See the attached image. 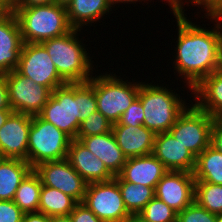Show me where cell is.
Instances as JSON below:
<instances>
[{
    "mask_svg": "<svg viewBox=\"0 0 222 222\" xmlns=\"http://www.w3.org/2000/svg\"><path fill=\"white\" fill-rule=\"evenodd\" d=\"M173 14L178 28L173 68L192 90L203 78L222 69V13H205V18L215 21L214 29L193 24L184 12Z\"/></svg>",
    "mask_w": 222,
    "mask_h": 222,
    "instance_id": "1",
    "label": "cell"
},
{
    "mask_svg": "<svg viewBox=\"0 0 222 222\" xmlns=\"http://www.w3.org/2000/svg\"><path fill=\"white\" fill-rule=\"evenodd\" d=\"M80 31L72 29L63 36L42 42L59 75L67 83H85L95 74L94 62L88 56L90 53L86 51L81 39H78L77 32Z\"/></svg>",
    "mask_w": 222,
    "mask_h": 222,
    "instance_id": "2",
    "label": "cell"
},
{
    "mask_svg": "<svg viewBox=\"0 0 222 222\" xmlns=\"http://www.w3.org/2000/svg\"><path fill=\"white\" fill-rule=\"evenodd\" d=\"M24 43H42L65 35L71 27L67 10L54 3L32 7H11Z\"/></svg>",
    "mask_w": 222,
    "mask_h": 222,
    "instance_id": "3",
    "label": "cell"
},
{
    "mask_svg": "<svg viewBox=\"0 0 222 222\" xmlns=\"http://www.w3.org/2000/svg\"><path fill=\"white\" fill-rule=\"evenodd\" d=\"M171 89L141 82L138 98L143 105V125L155 134L169 131L188 106L186 100Z\"/></svg>",
    "mask_w": 222,
    "mask_h": 222,
    "instance_id": "4",
    "label": "cell"
},
{
    "mask_svg": "<svg viewBox=\"0 0 222 222\" xmlns=\"http://www.w3.org/2000/svg\"><path fill=\"white\" fill-rule=\"evenodd\" d=\"M120 78L113 72H106L105 75L92 76L87 81L95 90L97 110L112 124L118 122L121 115L138 97L141 85V82L123 81V78Z\"/></svg>",
    "mask_w": 222,
    "mask_h": 222,
    "instance_id": "5",
    "label": "cell"
},
{
    "mask_svg": "<svg viewBox=\"0 0 222 222\" xmlns=\"http://www.w3.org/2000/svg\"><path fill=\"white\" fill-rule=\"evenodd\" d=\"M72 138L39 115L31 116L27 162L32 168L47 161L67 158Z\"/></svg>",
    "mask_w": 222,
    "mask_h": 222,
    "instance_id": "6",
    "label": "cell"
},
{
    "mask_svg": "<svg viewBox=\"0 0 222 222\" xmlns=\"http://www.w3.org/2000/svg\"><path fill=\"white\" fill-rule=\"evenodd\" d=\"M38 115L72 139H77L80 127L79 83H67L55 88Z\"/></svg>",
    "mask_w": 222,
    "mask_h": 222,
    "instance_id": "7",
    "label": "cell"
},
{
    "mask_svg": "<svg viewBox=\"0 0 222 222\" xmlns=\"http://www.w3.org/2000/svg\"><path fill=\"white\" fill-rule=\"evenodd\" d=\"M213 122L212 116L191 102L169 132L197 157L210 145Z\"/></svg>",
    "mask_w": 222,
    "mask_h": 222,
    "instance_id": "8",
    "label": "cell"
},
{
    "mask_svg": "<svg viewBox=\"0 0 222 222\" xmlns=\"http://www.w3.org/2000/svg\"><path fill=\"white\" fill-rule=\"evenodd\" d=\"M81 203L103 222H127L131 217L115 179L89 183Z\"/></svg>",
    "mask_w": 222,
    "mask_h": 222,
    "instance_id": "9",
    "label": "cell"
},
{
    "mask_svg": "<svg viewBox=\"0 0 222 222\" xmlns=\"http://www.w3.org/2000/svg\"><path fill=\"white\" fill-rule=\"evenodd\" d=\"M15 70L34 83L48 87L51 91L67 84L59 75L42 43H24Z\"/></svg>",
    "mask_w": 222,
    "mask_h": 222,
    "instance_id": "10",
    "label": "cell"
},
{
    "mask_svg": "<svg viewBox=\"0 0 222 222\" xmlns=\"http://www.w3.org/2000/svg\"><path fill=\"white\" fill-rule=\"evenodd\" d=\"M2 75L7 81L9 104L14 112L38 115L52 95L48 87L34 83L16 70Z\"/></svg>",
    "mask_w": 222,
    "mask_h": 222,
    "instance_id": "11",
    "label": "cell"
},
{
    "mask_svg": "<svg viewBox=\"0 0 222 222\" xmlns=\"http://www.w3.org/2000/svg\"><path fill=\"white\" fill-rule=\"evenodd\" d=\"M33 170L38 174L42 185L56 188L74 198L78 203L83 201L88 183L67 159L43 162Z\"/></svg>",
    "mask_w": 222,
    "mask_h": 222,
    "instance_id": "12",
    "label": "cell"
},
{
    "mask_svg": "<svg viewBox=\"0 0 222 222\" xmlns=\"http://www.w3.org/2000/svg\"><path fill=\"white\" fill-rule=\"evenodd\" d=\"M195 181L193 173L168 170L154 189L155 197L179 213L194 202Z\"/></svg>",
    "mask_w": 222,
    "mask_h": 222,
    "instance_id": "13",
    "label": "cell"
},
{
    "mask_svg": "<svg viewBox=\"0 0 222 222\" xmlns=\"http://www.w3.org/2000/svg\"><path fill=\"white\" fill-rule=\"evenodd\" d=\"M31 115L13 112L0 128V153L27 161Z\"/></svg>",
    "mask_w": 222,
    "mask_h": 222,
    "instance_id": "14",
    "label": "cell"
},
{
    "mask_svg": "<svg viewBox=\"0 0 222 222\" xmlns=\"http://www.w3.org/2000/svg\"><path fill=\"white\" fill-rule=\"evenodd\" d=\"M24 42L11 8L0 15V75L16 69Z\"/></svg>",
    "mask_w": 222,
    "mask_h": 222,
    "instance_id": "15",
    "label": "cell"
},
{
    "mask_svg": "<svg viewBox=\"0 0 222 222\" xmlns=\"http://www.w3.org/2000/svg\"><path fill=\"white\" fill-rule=\"evenodd\" d=\"M152 154L168 170L190 173L194 171L196 156L175 139L169 131L156 134Z\"/></svg>",
    "mask_w": 222,
    "mask_h": 222,
    "instance_id": "16",
    "label": "cell"
},
{
    "mask_svg": "<svg viewBox=\"0 0 222 222\" xmlns=\"http://www.w3.org/2000/svg\"><path fill=\"white\" fill-rule=\"evenodd\" d=\"M66 159L88 184L110 181L115 177L80 140H71Z\"/></svg>",
    "mask_w": 222,
    "mask_h": 222,
    "instance_id": "17",
    "label": "cell"
},
{
    "mask_svg": "<svg viewBox=\"0 0 222 222\" xmlns=\"http://www.w3.org/2000/svg\"><path fill=\"white\" fill-rule=\"evenodd\" d=\"M112 132L127 158L152 154L156 134L144 125L113 124Z\"/></svg>",
    "mask_w": 222,
    "mask_h": 222,
    "instance_id": "18",
    "label": "cell"
},
{
    "mask_svg": "<svg viewBox=\"0 0 222 222\" xmlns=\"http://www.w3.org/2000/svg\"><path fill=\"white\" fill-rule=\"evenodd\" d=\"M168 169L153 154L127 158L118 176L127 182L155 188Z\"/></svg>",
    "mask_w": 222,
    "mask_h": 222,
    "instance_id": "19",
    "label": "cell"
},
{
    "mask_svg": "<svg viewBox=\"0 0 222 222\" xmlns=\"http://www.w3.org/2000/svg\"><path fill=\"white\" fill-rule=\"evenodd\" d=\"M96 157L104 162L107 169L114 175H118L127 157L117 144L113 132L89 137H77Z\"/></svg>",
    "mask_w": 222,
    "mask_h": 222,
    "instance_id": "20",
    "label": "cell"
},
{
    "mask_svg": "<svg viewBox=\"0 0 222 222\" xmlns=\"http://www.w3.org/2000/svg\"><path fill=\"white\" fill-rule=\"evenodd\" d=\"M191 91L199 109L213 118L222 116V69L203 78Z\"/></svg>",
    "mask_w": 222,
    "mask_h": 222,
    "instance_id": "21",
    "label": "cell"
},
{
    "mask_svg": "<svg viewBox=\"0 0 222 222\" xmlns=\"http://www.w3.org/2000/svg\"><path fill=\"white\" fill-rule=\"evenodd\" d=\"M112 8L110 0H71L66 10L71 27L82 30L85 25L99 22Z\"/></svg>",
    "mask_w": 222,
    "mask_h": 222,
    "instance_id": "22",
    "label": "cell"
},
{
    "mask_svg": "<svg viewBox=\"0 0 222 222\" xmlns=\"http://www.w3.org/2000/svg\"><path fill=\"white\" fill-rule=\"evenodd\" d=\"M32 169L26 160L4 158L0 163V200H13L22 180Z\"/></svg>",
    "mask_w": 222,
    "mask_h": 222,
    "instance_id": "23",
    "label": "cell"
},
{
    "mask_svg": "<svg viewBox=\"0 0 222 222\" xmlns=\"http://www.w3.org/2000/svg\"><path fill=\"white\" fill-rule=\"evenodd\" d=\"M193 176L196 181L222 185V152L209 145L196 157Z\"/></svg>",
    "mask_w": 222,
    "mask_h": 222,
    "instance_id": "24",
    "label": "cell"
},
{
    "mask_svg": "<svg viewBox=\"0 0 222 222\" xmlns=\"http://www.w3.org/2000/svg\"><path fill=\"white\" fill-rule=\"evenodd\" d=\"M78 202L62 191L42 185L39 212L47 216L70 215Z\"/></svg>",
    "mask_w": 222,
    "mask_h": 222,
    "instance_id": "25",
    "label": "cell"
},
{
    "mask_svg": "<svg viewBox=\"0 0 222 222\" xmlns=\"http://www.w3.org/2000/svg\"><path fill=\"white\" fill-rule=\"evenodd\" d=\"M41 189V180L32 169L16 190L13 201L24 213L39 212Z\"/></svg>",
    "mask_w": 222,
    "mask_h": 222,
    "instance_id": "26",
    "label": "cell"
},
{
    "mask_svg": "<svg viewBox=\"0 0 222 222\" xmlns=\"http://www.w3.org/2000/svg\"><path fill=\"white\" fill-rule=\"evenodd\" d=\"M114 179L118 182L124 205L131 215L139 214L146 204L155 197V188L153 187L123 181L118 175Z\"/></svg>",
    "mask_w": 222,
    "mask_h": 222,
    "instance_id": "27",
    "label": "cell"
},
{
    "mask_svg": "<svg viewBox=\"0 0 222 222\" xmlns=\"http://www.w3.org/2000/svg\"><path fill=\"white\" fill-rule=\"evenodd\" d=\"M194 201L211 213H222V185L195 181Z\"/></svg>",
    "mask_w": 222,
    "mask_h": 222,
    "instance_id": "28",
    "label": "cell"
},
{
    "mask_svg": "<svg viewBox=\"0 0 222 222\" xmlns=\"http://www.w3.org/2000/svg\"><path fill=\"white\" fill-rule=\"evenodd\" d=\"M139 215L149 222H177V212L157 197L151 199Z\"/></svg>",
    "mask_w": 222,
    "mask_h": 222,
    "instance_id": "29",
    "label": "cell"
},
{
    "mask_svg": "<svg viewBox=\"0 0 222 222\" xmlns=\"http://www.w3.org/2000/svg\"><path fill=\"white\" fill-rule=\"evenodd\" d=\"M113 124L98 110L80 123L77 137H89L112 131Z\"/></svg>",
    "mask_w": 222,
    "mask_h": 222,
    "instance_id": "30",
    "label": "cell"
},
{
    "mask_svg": "<svg viewBox=\"0 0 222 222\" xmlns=\"http://www.w3.org/2000/svg\"><path fill=\"white\" fill-rule=\"evenodd\" d=\"M97 111V99L94 88L88 83H79L80 123Z\"/></svg>",
    "mask_w": 222,
    "mask_h": 222,
    "instance_id": "31",
    "label": "cell"
},
{
    "mask_svg": "<svg viewBox=\"0 0 222 222\" xmlns=\"http://www.w3.org/2000/svg\"><path fill=\"white\" fill-rule=\"evenodd\" d=\"M217 214L211 213L195 201L177 213V222H216Z\"/></svg>",
    "mask_w": 222,
    "mask_h": 222,
    "instance_id": "32",
    "label": "cell"
},
{
    "mask_svg": "<svg viewBox=\"0 0 222 222\" xmlns=\"http://www.w3.org/2000/svg\"><path fill=\"white\" fill-rule=\"evenodd\" d=\"M143 121V105L140 99L137 97L115 124L140 126L143 125Z\"/></svg>",
    "mask_w": 222,
    "mask_h": 222,
    "instance_id": "33",
    "label": "cell"
},
{
    "mask_svg": "<svg viewBox=\"0 0 222 222\" xmlns=\"http://www.w3.org/2000/svg\"><path fill=\"white\" fill-rule=\"evenodd\" d=\"M23 215L13 200H0V222H22Z\"/></svg>",
    "mask_w": 222,
    "mask_h": 222,
    "instance_id": "34",
    "label": "cell"
},
{
    "mask_svg": "<svg viewBox=\"0 0 222 222\" xmlns=\"http://www.w3.org/2000/svg\"><path fill=\"white\" fill-rule=\"evenodd\" d=\"M72 222H103L84 204L78 203L70 213Z\"/></svg>",
    "mask_w": 222,
    "mask_h": 222,
    "instance_id": "35",
    "label": "cell"
},
{
    "mask_svg": "<svg viewBox=\"0 0 222 222\" xmlns=\"http://www.w3.org/2000/svg\"><path fill=\"white\" fill-rule=\"evenodd\" d=\"M210 145L222 152V121L219 118H214Z\"/></svg>",
    "mask_w": 222,
    "mask_h": 222,
    "instance_id": "36",
    "label": "cell"
},
{
    "mask_svg": "<svg viewBox=\"0 0 222 222\" xmlns=\"http://www.w3.org/2000/svg\"><path fill=\"white\" fill-rule=\"evenodd\" d=\"M195 5L202 6L206 13H222V0H195Z\"/></svg>",
    "mask_w": 222,
    "mask_h": 222,
    "instance_id": "37",
    "label": "cell"
},
{
    "mask_svg": "<svg viewBox=\"0 0 222 222\" xmlns=\"http://www.w3.org/2000/svg\"><path fill=\"white\" fill-rule=\"evenodd\" d=\"M0 110H12L9 104L7 81L3 75H0Z\"/></svg>",
    "mask_w": 222,
    "mask_h": 222,
    "instance_id": "38",
    "label": "cell"
},
{
    "mask_svg": "<svg viewBox=\"0 0 222 222\" xmlns=\"http://www.w3.org/2000/svg\"><path fill=\"white\" fill-rule=\"evenodd\" d=\"M51 217L40 212L24 213L22 222H50Z\"/></svg>",
    "mask_w": 222,
    "mask_h": 222,
    "instance_id": "39",
    "label": "cell"
},
{
    "mask_svg": "<svg viewBox=\"0 0 222 222\" xmlns=\"http://www.w3.org/2000/svg\"><path fill=\"white\" fill-rule=\"evenodd\" d=\"M166 2H168L169 4V6H170V8L172 9L171 11L173 12V13H183V12H185V10H184V3L185 2H187L188 4L189 3H192V5H194L195 6V0H186L185 2H183L184 0H165Z\"/></svg>",
    "mask_w": 222,
    "mask_h": 222,
    "instance_id": "40",
    "label": "cell"
},
{
    "mask_svg": "<svg viewBox=\"0 0 222 222\" xmlns=\"http://www.w3.org/2000/svg\"><path fill=\"white\" fill-rule=\"evenodd\" d=\"M52 3H53V0H19L12 7H32V6H39V5H49Z\"/></svg>",
    "mask_w": 222,
    "mask_h": 222,
    "instance_id": "41",
    "label": "cell"
},
{
    "mask_svg": "<svg viewBox=\"0 0 222 222\" xmlns=\"http://www.w3.org/2000/svg\"><path fill=\"white\" fill-rule=\"evenodd\" d=\"M13 110H0V128L6 122L8 117L13 113Z\"/></svg>",
    "mask_w": 222,
    "mask_h": 222,
    "instance_id": "42",
    "label": "cell"
},
{
    "mask_svg": "<svg viewBox=\"0 0 222 222\" xmlns=\"http://www.w3.org/2000/svg\"><path fill=\"white\" fill-rule=\"evenodd\" d=\"M50 222H72L70 215L51 216Z\"/></svg>",
    "mask_w": 222,
    "mask_h": 222,
    "instance_id": "43",
    "label": "cell"
},
{
    "mask_svg": "<svg viewBox=\"0 0 222 222\" xmlns=\"http://www.w3.org/2000/svg\"><path fill=\"white\" fill-rule=\"evenodd\" d=\"M140 0H110V2H111V5H112V7H114V6H116V4H118L119 3V5H120V3H123V4H128L129 2V4H133V3H135V2H139ZM141 1H143V0H141ZM147 1H149V0H147ZM144 2H145V0H144ZM115 4V5H114Z\"/></svg>",
    "mask_w": 222,
    "mask_h": 222,
    "instance_id": "44",
    "label": "cell"
},
{
    "mask_svg": "<svg viewBox=\"0 0 222 222\" xmlns=\"http://www.w3.org/2000/svg\"><path fill=\"white\" fill-rule=\"evenodd\" d=\"M127 222H149L143 219L139 214L131 215L130 219Z\"/></svg>",
    "mask_w": 222,
    "mask_h": 222,
    "instance_id": "45",
    "label": "cell"
},
{
    "mask_svg": "<svg viewBox=\"0 0 222 222\" xmlns=\"http://www.w3.org/2000/svg\"><path fill=\"white\" fill-rule=\"evenodd\" d=\"M71 0H53V3L59 6L67 7L70 4Z\"/></svg>",
    "mask_w": 222,
    "mask_h": 222,
    "instance_id": "46",
    "label": "cell"
},
{
    "mask_svg": "<svg viewBox=\"0 0 222 222\" xmlns=\"http://www.w3.org/2000/svg\"><path fill=\"white\" fill-rule=\"evenodd\" d=\"M19 0H3V3L8 7L11 8L14 6Z\"/></svg>",
    "mask_w": 222,
    "mask_h": 222,
    "instance_id": "47",
    "label": "cell"
},
{
    "mask_svg": "<svg viewBox=\"0 0 222 222\" xmlns=\"http://www.w3.org/2000/svg\"><path fill=\"white\" fill-rule=\"evenodd\" d=\"M8 9V7L3 3L2 0H0V15L6 11Z\"/></svg>",
    "mask_w": 222,
    "mask_h": 222,
    "instance_id": "48",
    "label": "cell"
},
{
    "mask_svg": "<svg viewBox=\"0 0 222 222\" xmlns=\"http://www.w3.org/2000/svg\"><path fill=\"white\" fill-rule=\"evenodd\" d=\"M216 222H222V213L217 214Z\"/></svg>",
    "mask_w": 222,
    "mask_h": 222,
    "instance_id": "49",
    "label": "cell"
},
{
    "mask_svg": "<svg viewBox=\"0 0 222 222\" xmlns=\"http://www.w3.org/2000/svg\"><path fill=\"white\" fill-rule=\"evenodd\" d=\"M5 157L0 153V163L2 162V160L4 159Z\"/></svg>",
    "mask_w": 222,
    "mask_h": 222,
    "instance_id": "50",
    "label": "cell"
}]
</instances>
